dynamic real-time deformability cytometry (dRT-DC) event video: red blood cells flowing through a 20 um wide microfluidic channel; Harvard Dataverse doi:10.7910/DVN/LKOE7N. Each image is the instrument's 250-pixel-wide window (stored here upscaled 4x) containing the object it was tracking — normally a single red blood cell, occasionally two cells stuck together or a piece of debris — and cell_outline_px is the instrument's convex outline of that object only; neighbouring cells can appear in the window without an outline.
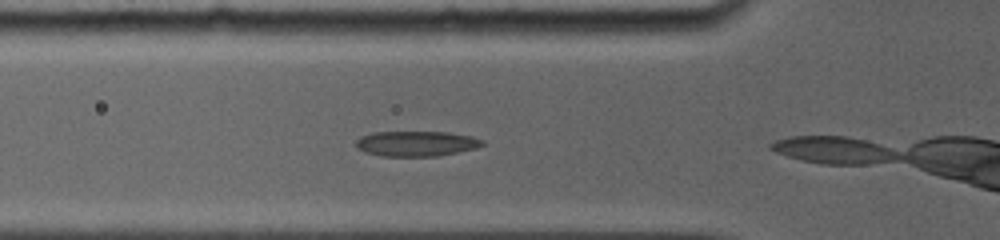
{"species": "common noctule bat (a hibernating species)", "species_latin": "Nyctalus noctula", "temperature_condition": "room temperature", "stored_images_in_passage": 19, "camera_frame_rate_fps": 5000, "um_per_image_px": 0.085, "animal": {"sex": "female", "body_mass_g": 19.0, "forearm_length_mm": 56.7}, "frame": {"image": 1, "passage_image": 4, "time_ms": 1.2, "image_size_px": [1000, 240], "cell_outline_px": [[484, 144], [476, 148], [436, 156], [384, 156], [368, 152], [356, 148], [356, 140], [360, 136], [376, 132], [448, 132], [468, 136], [484, 140]], "centroid_in_image_um": [35.37, 12.2], "position_along_channel_um": 90.4, "area_um2": 18.32}, "authors_computed_cell_mechanics": {"area_um2": 19.7098, "velocity_mm_per_s": 3.8731, "shape_relaxation_time_tau1_ms": 4.9683, "shape_relaxation_time_tau2_ms": 1.9145, "deformation_change_tau1": 0.1609, "deformation_change_tau2": 0.0416}}